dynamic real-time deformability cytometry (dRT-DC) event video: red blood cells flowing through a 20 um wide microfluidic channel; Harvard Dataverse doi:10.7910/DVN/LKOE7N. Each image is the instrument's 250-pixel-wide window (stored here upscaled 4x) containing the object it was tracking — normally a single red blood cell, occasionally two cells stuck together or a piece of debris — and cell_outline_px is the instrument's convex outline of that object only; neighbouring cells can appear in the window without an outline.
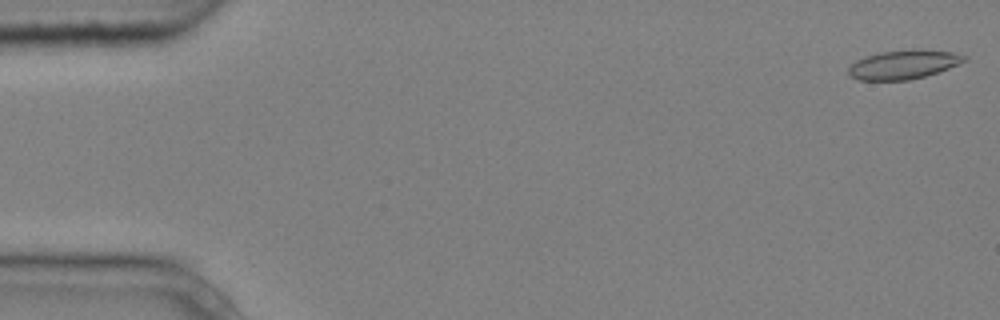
{"species": "common noctule bat (a hibernating species)", "species_latin": "Nyctalus noctula", "temperature_condition": "cold", "stored_images_in_passage": 5, "camera_frame_rate_fps": 3000, "um_per_image_px": 0.085, "animal": {"sex": "male", "body_mass_g": 20.4}, "frame": {"image": 1, "passage_image": 1, "time_ms": 0.0, "image_size_px": [1000, 320], "cell_outline_px": [[968, 60], [960, 64], [924, 76], [908, 80], [860, 80], [852, 76], [848, 72], [848, 68], [856, 60], [880, 52], [912, 48], [956, 52], [968, 56]], "centroid_in_image_um": [76.86, 5.46], "position_along_channel_um": 8.1, "area_um2": 19.65}}